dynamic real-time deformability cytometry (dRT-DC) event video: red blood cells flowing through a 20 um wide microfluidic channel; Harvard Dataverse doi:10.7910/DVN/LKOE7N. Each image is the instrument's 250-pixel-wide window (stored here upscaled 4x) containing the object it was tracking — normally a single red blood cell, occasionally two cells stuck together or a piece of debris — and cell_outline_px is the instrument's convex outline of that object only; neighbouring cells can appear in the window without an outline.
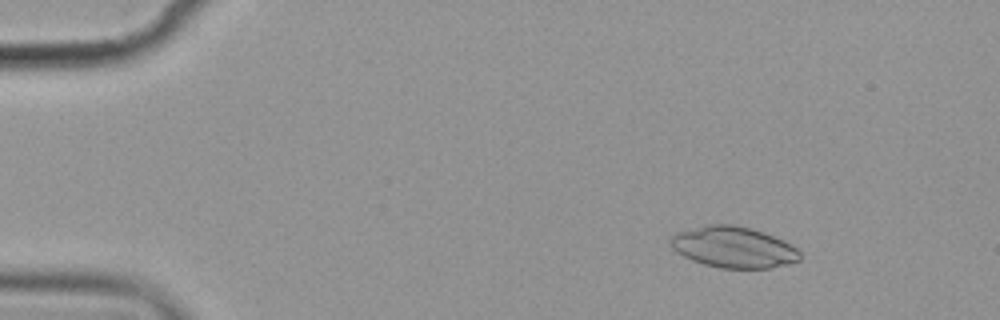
{"species": "common noctule bat (a hibernating species)", "species_latin": "Nyctalus noctula", "temperature_condition": "cold", "stored_images_in_passage": 7, "camera_frame_rate_fps": 3000, "um_per_image_px": 0.085, "animal": {"sex": "female", "body_mass_g": 19.9}, "frame": {"image": 1, "passage_image": 2, "time_ms": 2.0, "image_size_px": [1000, 320], "cell_outline_px": [[800, 260], [788, 264], [772, 268], [720, 268], [704, 264], [692, 260], [676, 252], [672, 248], [668, 240], [676, 232], [704, 224], [732, 224], [752, 228], [764, 232], [784, 240], [796, 248], [800, 252]], "centroid_in_image_um": [62.33, 21.0], "position_along_channel_um": 22.7, "area_um2": 31.33}}